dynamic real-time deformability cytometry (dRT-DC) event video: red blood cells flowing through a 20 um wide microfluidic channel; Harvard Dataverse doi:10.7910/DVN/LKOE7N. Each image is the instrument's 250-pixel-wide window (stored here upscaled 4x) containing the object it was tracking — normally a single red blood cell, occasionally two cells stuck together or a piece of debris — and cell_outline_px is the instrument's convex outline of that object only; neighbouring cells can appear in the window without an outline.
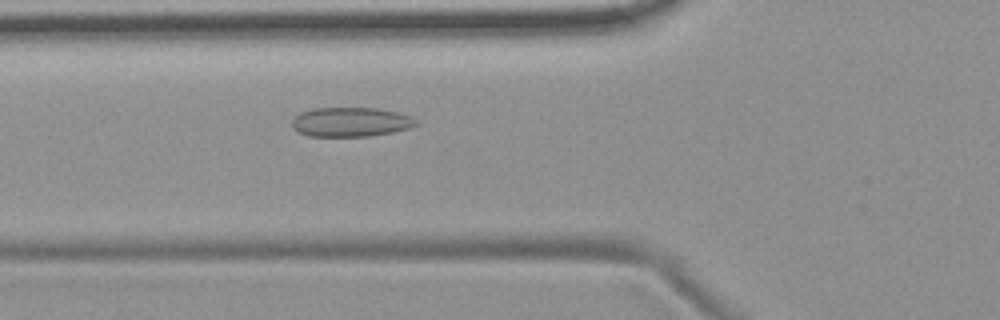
{"species": "common noctule bat (a hibernating species)", "species_latin": "Nyctalus noctula", "temperature_condition": "room temperature", "stored_images_in_passage": 2, "camera_frame_rate_fps": 3000, "um_per_image_px": 0.085, "animal": {"sex": "female", "body_mass_g": 19.9}, "frame": {"image": 1, "passage_image": 2, "time_ms": 1.0, "image_size_px": [1000, 320], "cell_outline_px": [[416, 124], [408, 128], [392, 132], [368, 136], [308, 136], [296, 132], [292, 128], [292, 120], [300, 112], [312, 108], [376, 108], [400, 112], [412, 116], [416, 120]], "centroid_in_image_um": [29.78, 10.36], "position_along_channel_um": 96.0, "area_um2": 21.33}}